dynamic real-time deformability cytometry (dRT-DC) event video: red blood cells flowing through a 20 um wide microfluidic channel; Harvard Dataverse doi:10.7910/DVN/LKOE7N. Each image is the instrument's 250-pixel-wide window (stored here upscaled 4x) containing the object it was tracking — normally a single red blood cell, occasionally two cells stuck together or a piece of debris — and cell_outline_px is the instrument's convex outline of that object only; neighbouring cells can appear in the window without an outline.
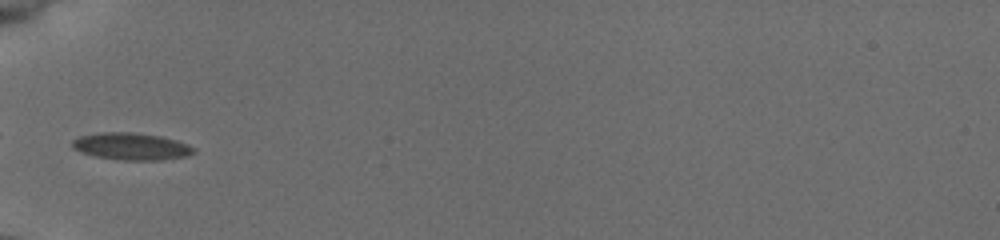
{"species": "common noctule bat (a hibernating species)", "species_latin": "Nyctalus noctula", "temperature_condition": "cold", "stored_images_in_passage": 34, "camera_frame_rate_fps": 3000, "um_per_image_px": 0.085, "animal": {"sex": "female", "body_mass_g": 19.5, "forearm_length_mm": 54.1}, "frame": {"image": 1, "passage_image": 1, "time_ms": 0.0, "image_size_px": [1000, 240], "cell_outline_px": [[196, 152], [188, 156], [164, 160], [116, 160], [96, 156], [80, 152], [72, 148], [72, 140], [80, 136], [104, 132], [128, 132], [160, 136], [176, 140], [188, 144], [196, 148]], "centroid_in_image_um": [11.19, 12.46], "position_along_channel_um": 73.8, "area_um2": 19.31}}
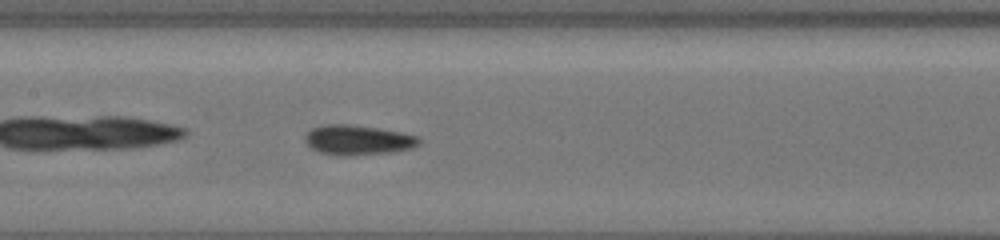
{"frame": {"image": 2, "passage_image": 9, "time_ms": 2.667, "image_size_px": [1000, 240], "cell_outline_px": [[420, 144], [412, 148], [392, 152], [352, 156], [332, 156], [320, 152], [312, 148], [304, 140], [304, 136], [312, 128], [328, 124], [348, 124], [376, 128], [400, 132], [416, 136], [420, 140]], "centroid_in_image_um": [30.4, 11.92], "position_along_channel_um": 177.0, "area_um2": 19.88}}
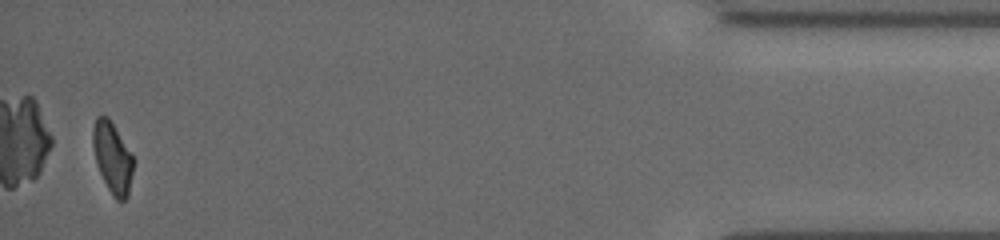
{"frame": {"image": 3, "passage_image": 33, "time_ms": 10.667, "image_size_px": [1000, 240], "cell_outline_px": [[136, 160], [128, 196], [124, 200], [116, 200], [112, 196], [96, 164], [92, 144], [92, 128], [96, 116], [108, 116], [132, 152]], "centroid_in_image_um": [9.59, 13.38], "position_along_channel_um": 425.6, "area_um2": 17.22}, "authors_computed_cell_mechanics": {"area_um2": 18.2359, "velocity_mm_per_s": 3.9347, "shape_relaxation_time_tau1_ms": 2.9608, "shape_relaxation_time_tau2_ms": 2.5948, "deformation_change_tau1": 0.1179, "deformation_change_tau2": 0.0586}}